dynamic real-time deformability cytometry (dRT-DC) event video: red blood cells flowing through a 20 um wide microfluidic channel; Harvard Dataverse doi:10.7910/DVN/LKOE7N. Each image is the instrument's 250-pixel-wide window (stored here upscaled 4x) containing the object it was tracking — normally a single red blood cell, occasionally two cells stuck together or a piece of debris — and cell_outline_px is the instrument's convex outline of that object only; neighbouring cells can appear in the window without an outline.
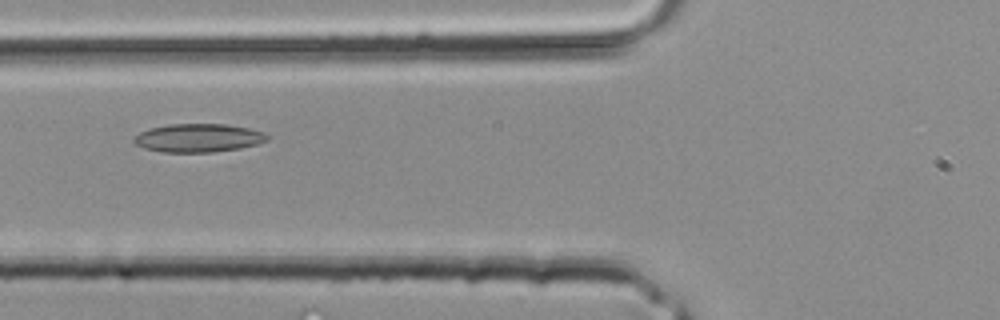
{"species": "common noctule bat (a hibernating species)", "species_latin": "Nyctalus noctula", "temperature_condition": "room temperature", "stored_images_in_passage": 2, "camera_frame_rate_fps": 3000, "um_per_image_px": 0.085, "animal": {"sex": "male", "body_mass_g": 20.4}, "frame": {"image": 1, "passage_image": 2, "time_ms": 0.333, "image_size_px": [1000, 320], "cell_outline_px": [[268, 140], [256, 144], [240, 148], [212, 152], [164, 152], [144, 148], [136, 144], [132, 140], [132, 136], [148, 128], [168, 124], [224, 124], [248, 128], [264, 132], [268, 136]], "centroid_in_image_um": [16.81, 11.72], "position_along_channel_um": 109.0, "area_um2": 22.08}}